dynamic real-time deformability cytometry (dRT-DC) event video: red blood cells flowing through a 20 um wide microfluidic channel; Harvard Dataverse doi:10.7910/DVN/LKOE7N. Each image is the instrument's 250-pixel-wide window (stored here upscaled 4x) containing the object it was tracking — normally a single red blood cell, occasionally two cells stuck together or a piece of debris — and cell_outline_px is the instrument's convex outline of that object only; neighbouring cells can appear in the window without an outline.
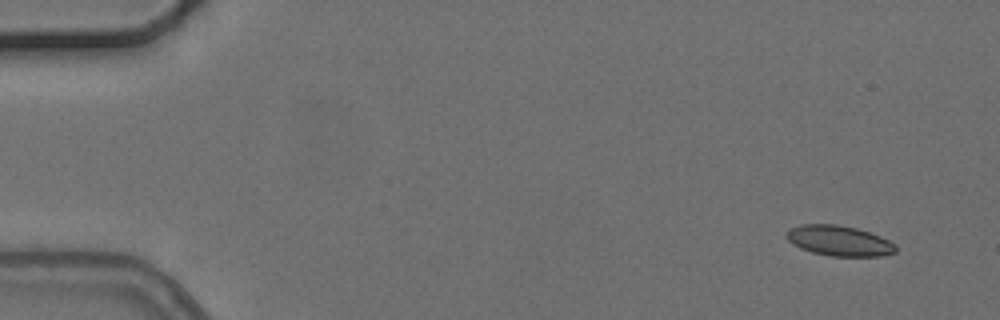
{"species": "common noctule bat (a hibernating species)", "species_latin": "Nyctalus noctula", "temperature_condition": "cold", "stored_images_in_passage": 5, "segment_of_instrument_passage": [2, 2], "camera_frame_rate_fps": 3000, "um_per_image_px": 0.085, "animal": {"sex": "female", "body_mass_g": 24.6, "forearm_length_mm": 56.2}, "frame": {"image": 1, "passage_image": 5, "time_ms": 5.667, "image_size_px": [1000, 320], "cell_outline_px": [[896, 252], [880, 256], [828, 256], [812, 252], [800, 248], [792, 244], [788, 240], [788, 228], [800, 224], [836, 224], [856, 228], [880, 236], [896, 244]], "centroid_in_image_um": [71.32, 20.46], "position_along_channel_um": 13.7, "area_um2": 19.31}}